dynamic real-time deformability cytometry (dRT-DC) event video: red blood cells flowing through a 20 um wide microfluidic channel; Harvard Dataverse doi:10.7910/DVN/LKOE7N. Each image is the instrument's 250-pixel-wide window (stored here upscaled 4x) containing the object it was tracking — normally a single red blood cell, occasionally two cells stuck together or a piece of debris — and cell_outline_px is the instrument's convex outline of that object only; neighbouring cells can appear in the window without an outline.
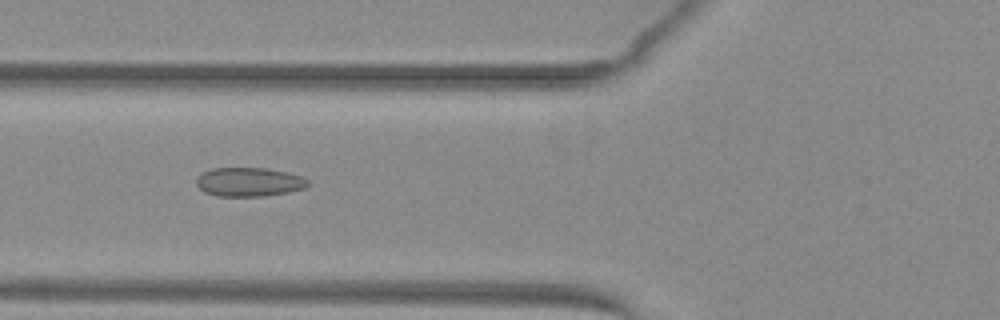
{"species": "common noctule bat (a hibernating species)", "species_latin": "Nyctalus noctula", "temperature_condition": "warm", "stored_images_in_passage": 52, "camera_frame_rate_fps": 3000, "um_per_image_px": 0.085, "animal": {"sex": "female", "body_mass_g": 29.2, "forearm_length_mm": 56.3}, "frame": {"image": 1, "passage_image": 21, "time_ms": 6.667, "image_size_px": [1000, 320], "cell_outline_px": [[312, 184], [304, 188], [288, 192], [264, 196], [216, 196], [204, 192], [196, 184], [196, 180], [204, 172], [212, 168], [264, 168], [288, 172], [300, 176], [308, 180]], "centroid_in_image_um": [21.19, 15.47], "position_along_channel_um": 104.6, "area_um2": 18.79}}
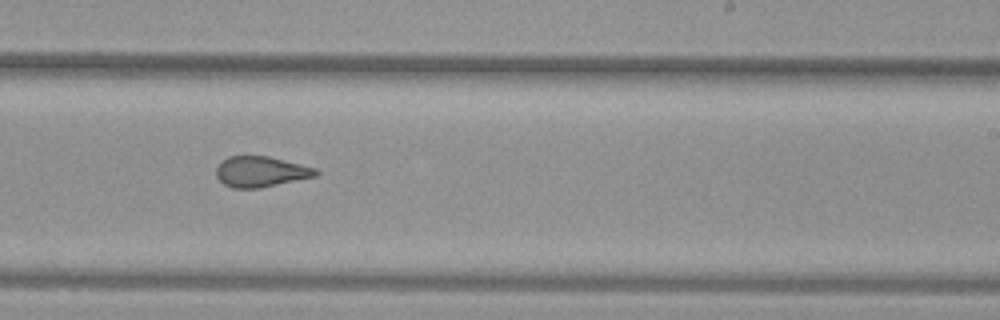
{"frame": {"image": 2, "passage_image": 33, "time_ms": 10.667, "image_size_px": [1000, 320], "cell_outline_px": [[320, 172], [316, 176], [260, 188], [232, 188], [224, 184], [216, 176], [216, 168], [220, 160], [228, 156], [268, 156], [316, 168]], "centroid_in_image_um": [22.14, 14.59], "position_along_channel_um": 266.9, "area_um2": 17.8}}
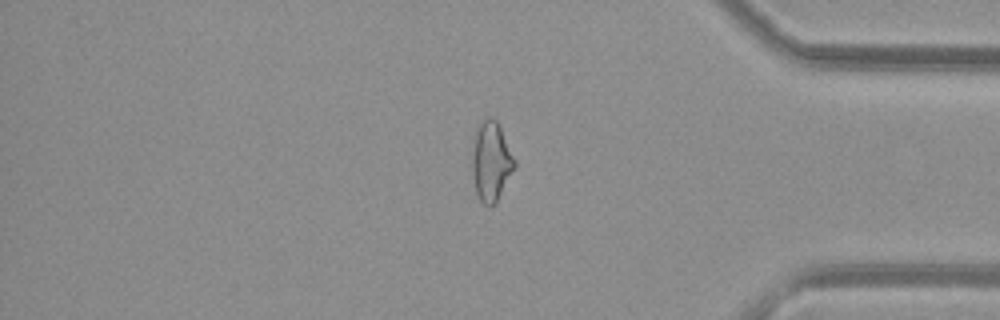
{"frame": {"image": 3, "passage_image": 44, "time_ms": 14.333, "image_size_px": [1000, 320], "cell_outline_px": [[516, 164], [492, 208], [488, 208], [480, 200], [476, 192], [472, 176], [472, 156], [476, 128], [488, 116], [492, 116], [496, 120], [516, 160]], "centroid_in_image_um": [41.73, 13.73], "position_along_channel_um": 393.5, "area_um2": 19.36}, "authors_computed_cell_mechanics": {"area_um2": 20.808, "velocity_mm_per_s": 4.0574, "shape_relaxation_time_tau1_ms": null, "shape_relaxation_time_tau2_ms": 1.3913, "deformation_change_tau1": null, "deformation_change_tau2": 0.1004}}